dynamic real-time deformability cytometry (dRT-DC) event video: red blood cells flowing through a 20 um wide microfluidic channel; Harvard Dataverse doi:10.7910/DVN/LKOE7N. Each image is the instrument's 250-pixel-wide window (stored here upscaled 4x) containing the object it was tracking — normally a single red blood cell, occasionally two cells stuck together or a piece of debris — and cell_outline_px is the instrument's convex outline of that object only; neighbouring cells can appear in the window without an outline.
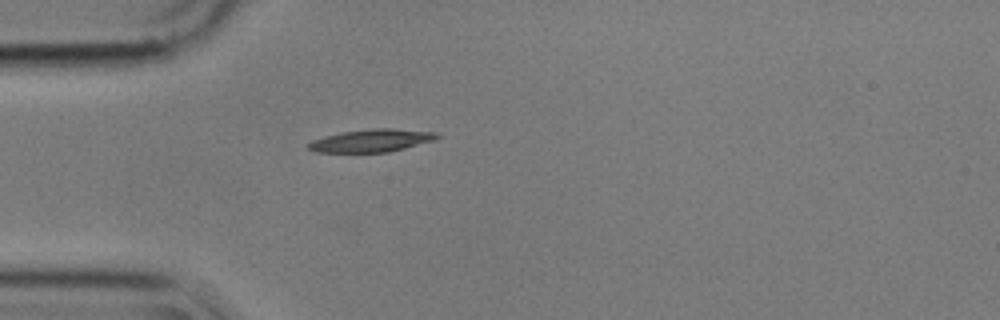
{"species": "common noctule bat (a hibernating species)", "species_latin": "Nyctalus noctula", "temperature_condition": "cold", "stored_images_in_passage": 1, "camera_frame_rate_fps": 3000, "um_per_image_px": 0.085, "animal": {"sex": "male", "body_mass_g": 17.9}, "frame": {"image": 1, "passage_image": 1, "time_ms": 0.0, "image_size_px": [1000, 320], "cell_outline_px": [[440, 136], [436, 140], [388, 152], [316, 152], [308, 148], [308, 144], [312, 140], [324, 136], [340, 132], [376, 128], [392, 128], [436, 132]], "centroid_in_image_um": [31.59, 11.94], "position_along_channel_um": 53.4, "area_um2": 16.99}}